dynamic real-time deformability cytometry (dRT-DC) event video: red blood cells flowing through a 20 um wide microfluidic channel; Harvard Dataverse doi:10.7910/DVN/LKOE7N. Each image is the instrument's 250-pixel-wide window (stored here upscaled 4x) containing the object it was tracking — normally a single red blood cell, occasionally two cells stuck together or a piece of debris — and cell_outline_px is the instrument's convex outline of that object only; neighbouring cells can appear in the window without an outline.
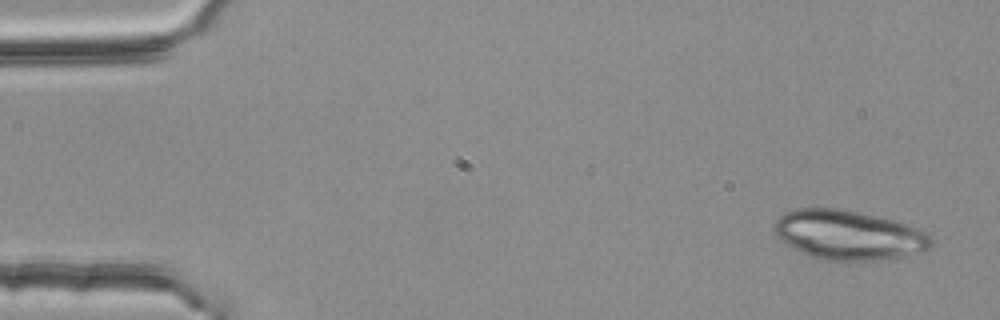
{"species": "common noctule bat (a hibernating species)", "species_latin": "Nyctalus noctula", "temperature_condition": "room temperature", "stored_images_in_passage": 4, "camera_frame_rate_fps": 3000, "um_per_image_px": 0.085, "animal": {"sex": "female", "body_mass_g": 25.1}, "frame": {"image": 1, "passage_image": 4, "time_ms": 1.0, "image_size_px": [1000, 320], "cell_outline_px": [[936, 240], [924, 252], [880, 260], [820, 260], [788, 244], [772, 228], [776, 220], [784, 212], [796, 208], [836, 208], [856, 212], [892, 220], [928, 232]], "centroid_in_image_um": [72.18, 19.97], "position_along_channel_um": 12.8, "area_um2": 44.74}}